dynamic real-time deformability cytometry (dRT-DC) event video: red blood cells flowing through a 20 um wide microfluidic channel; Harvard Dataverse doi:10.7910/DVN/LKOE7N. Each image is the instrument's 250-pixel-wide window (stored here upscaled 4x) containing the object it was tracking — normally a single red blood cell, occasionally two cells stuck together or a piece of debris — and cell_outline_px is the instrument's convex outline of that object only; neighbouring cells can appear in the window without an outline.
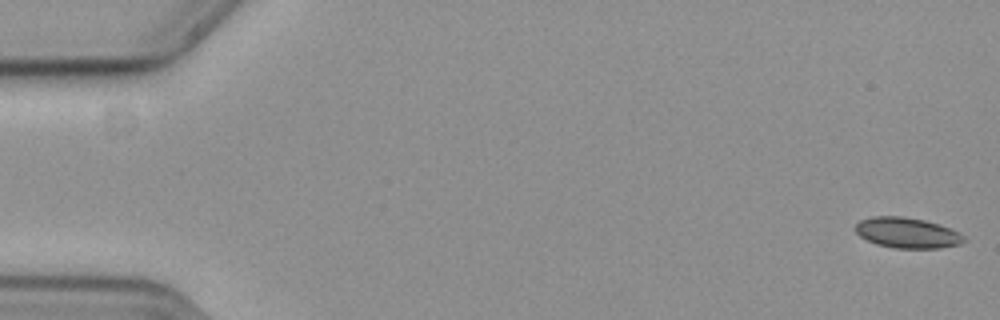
{"species": "common noctule bat (a hibernating species)", "species_latin": "Nyctalus noctula", "temperature_condition": "cold", "stored_images_in_passage": 59, "camera_frame_rate_fps": 3000, "um_per_image_px": 0.085, "animal": {"sex": "female", "body_mass_g": 19.3, "forearm_length_mm": 54.1}, "frame": {"image": 1, "passage_image": 1, "time_ms": 0.0, "image_size_px": [1000, 320], "cell_outline_px": [[968, 240], [960, 244], [940, 248], [892, 248], [876, 244], [860, 236], [856, 232], [856, 224], [860, 220], [872, 216], [904, 216], [924, 220], [960, 232]], "centroid_in_image_um": [77.12, 19.79], "position_along_channel_um": 7.9, "area_um2": 19.31}}
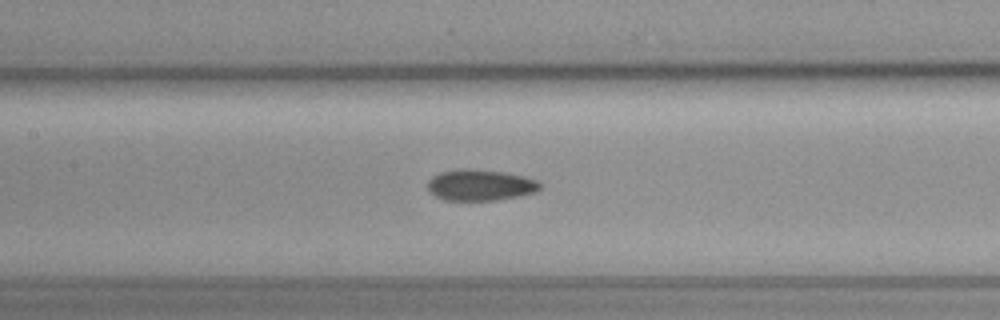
{"frame": {"image": 2, "passage_image": 28, "time_ms": 9.0, "image_size_px": [1000, 320], "cell_outline_px": [[544, 184], [536, 192], [520, 196], [496, 200], [444, 200], [436, 196], [428, 188], [428, 180], [432, 176], [440, 172], [460, 168], [468, 168], [504, 172], [524, 176], [536, 180]], "centroid_in_image_um": [40.85, 15.72], "position_along_channel_um": 166.6, "area_um2": 20.52}}
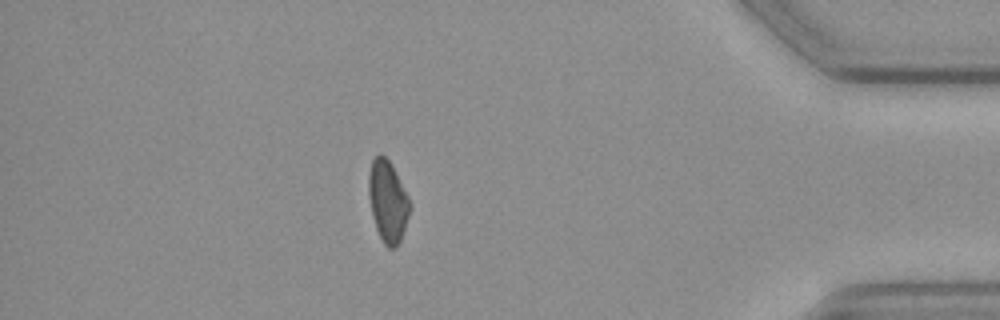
{"frame": {"image": 3, "passage_image": 51, "time_ms": 16.667, "image_size_px": [1000, 320], "cell_outline_px": [[408, 216], [400, 240], [396, 248], [388, 248], [384, 244], [376, 228], [372, 216], [368, 196], [368, 176], [372, 160], [380, 152], [388, 160], [408, 196]], "centroid_in_image_um": [32.91, 17.11], "position_along_channel_um": 402.3, "area_um2": 19.07}}